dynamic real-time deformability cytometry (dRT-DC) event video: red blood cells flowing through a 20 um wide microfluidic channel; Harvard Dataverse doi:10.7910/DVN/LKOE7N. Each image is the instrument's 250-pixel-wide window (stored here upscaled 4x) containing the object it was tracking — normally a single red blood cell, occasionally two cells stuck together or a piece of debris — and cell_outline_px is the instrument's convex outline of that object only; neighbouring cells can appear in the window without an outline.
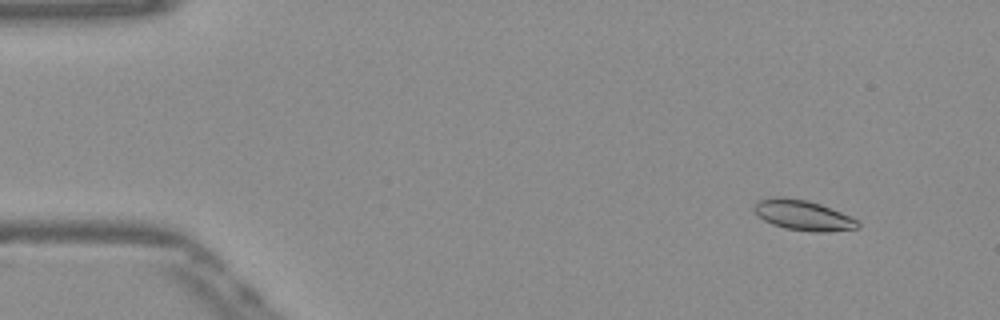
{"species": "Egyptian fruit bat (a non-hibernating species)", "species_latin": "Rousettus aegyptiacus", "temperature_condition": "warm", "stored_images_in_passage": 52, "camera_frame_rate_fps": 3000, "um_per_image_px": 0.085, "frame": {"image": 1, "passage_image": 5, "time_ms": 1.333, "image_size_px": [1000, 320], "cell_outline_px": [[860, 228], [828, 232], [812, 232], [784, 228], [772, 224], [764, 220], [752, 208], [760, 200], [772, 196], [784, 196], [804, 200], [820, 204], [840, 212], [856, 220], [860, 224]], "centroid_in_image_um": [68.25, 18.3], "position_along_channel_um": 16.7, "area_um2": 18.15}}
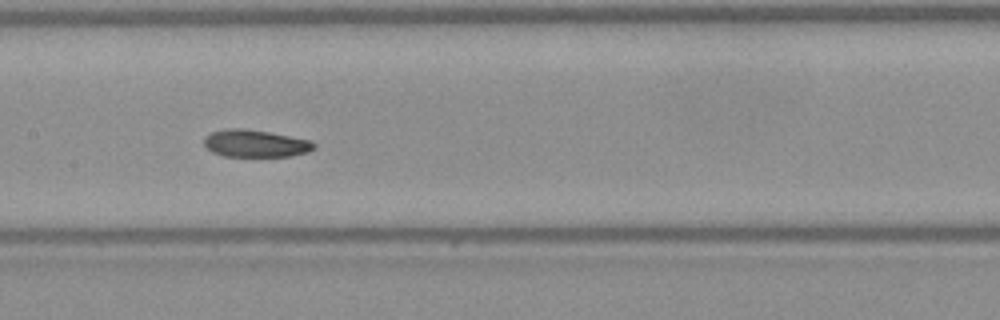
{"frame": {"image": 2, "passage_image": 26, "time_ms": 8.333, "image_size_px": [1000, 320], "cell_outline_px": [[316, 148], [308, 152], [288, 156], [224, 156], [212, 152], [204, 144], [204, 136], [212, 132], [228, 128], [244, 128], [268, 132], [312, 140], [316, 144]], "centroid_in_image_um": [21.72, 12.19], "position_along_channel_um": 185.7, "area_um2": 17.51}}
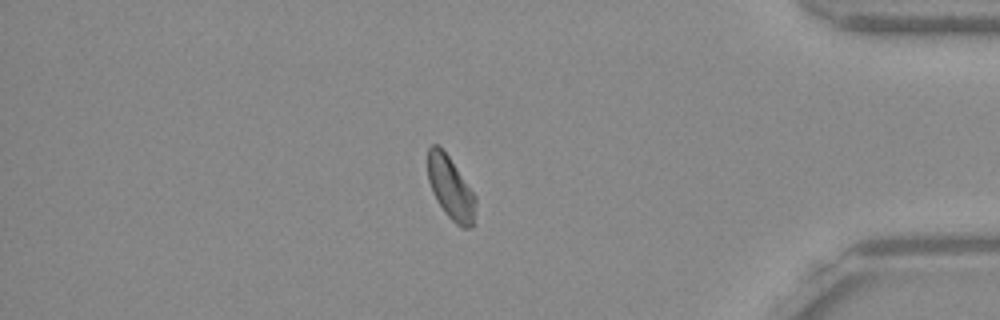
{"frame": {"image": 3, "passage_image": 45, "time_ms": 14.667, "image_size_px": [1000, 320], "cell_outline_px": [[476, 204], [472, 228], [460, 228], [444, 212], [436, 200], [432, 192], [428, 180], [428, 148], [432, 144], [440, 144], [476, 196]], "centroid_in_image_um": [38.29, 15.98], "position_along_channel_um": 396.9, "area_um2": 17.63}, "authors_computed_cell_mechanics": {"area_um2": 18.0047, "velocity_mm_per_s": 3.8758, "shape_relaxation_time_tau1_ms": 3.9696, "shape_relaxation_time_tau2_ms": 4.1431, "deformation_change_tau1": 0.1101, "deformation_change_tau2": 0.096}}